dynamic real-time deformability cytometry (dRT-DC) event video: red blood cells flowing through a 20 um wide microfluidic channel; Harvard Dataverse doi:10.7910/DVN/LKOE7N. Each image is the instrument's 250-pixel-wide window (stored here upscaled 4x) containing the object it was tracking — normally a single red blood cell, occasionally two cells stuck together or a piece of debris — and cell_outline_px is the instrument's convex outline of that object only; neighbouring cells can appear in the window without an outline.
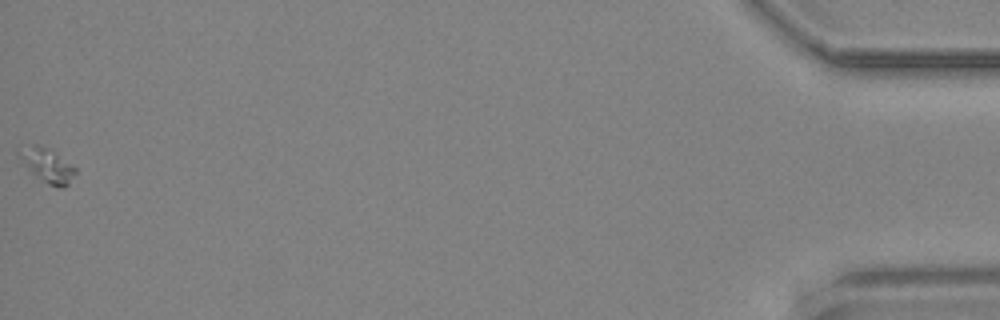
{"species": "common noctule bat (a hibernating species)", "species_latin": "Nyctalus noctula", "temperature_condition": "cold", "stored_images_in_passage": 59, "camera_frame_rate_fps": 3000, "um_per_image_px": 0.085, "animal": {"sex": "male", "body_mass_g": 19.2, "forearm_length_mm": 51.8}, "frame": {"image": 1, "passage_image": 59, "time_ms": 19.333, "image_size_px": [1000, 320], "cell_outline_px": [[76, 172], [68, 184], [64, 188], [60, 188], [48, 184], [36, 176], [32, 172], [16, 152], [16, 148], [36, 144], [56, 152], [76, 168]], "centroid_in_image_um": [4.02, 14.03], "position_along_channel_um": 431.2, "area_um2": 10.98}}